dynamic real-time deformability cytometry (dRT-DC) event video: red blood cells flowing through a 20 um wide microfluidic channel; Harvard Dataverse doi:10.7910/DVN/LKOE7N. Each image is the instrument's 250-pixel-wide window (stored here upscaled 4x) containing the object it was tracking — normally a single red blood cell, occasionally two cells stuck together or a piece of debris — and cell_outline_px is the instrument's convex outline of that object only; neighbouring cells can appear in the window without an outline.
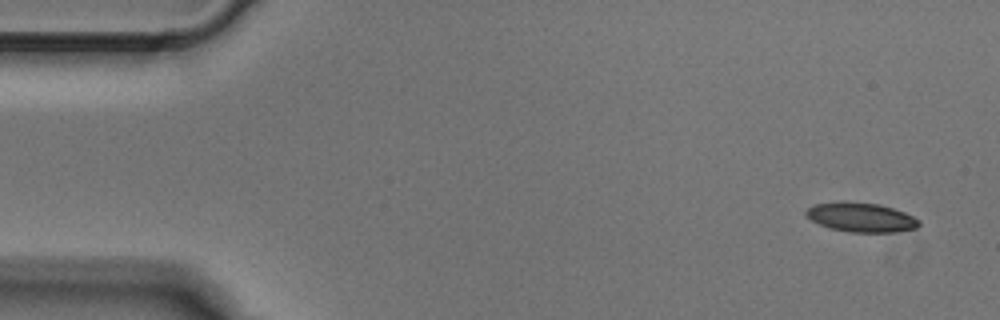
{"species": "Egyptian fruit bat (a non-hibernating species)", "species_latin": "Rousettus aegyptiacus", "temperature_condition": "cold", "stored_images_in_passage": 4, "camera_frame_rate_fps": 3000, "um_per_image_px": 0.085, "animal": {"sex": "male"}, "frame": {"image": 1, "passage_image": 1, "time_ms": 0.0, "image_size_px": [1000, 320], "cell_outline_px": [[920, 224], [916, 228], [896, 232], [848, 232], [832, 228], [820, 224], [804, 216], [804, 212], [808, 208], [816, 204], [844, 200], [880, 204], [904, 212], [920, 220]], "centroid_in_image_um": [73.18, 18.46], "position_along_channel_um": 11.8, "area_um2": 19.42}}
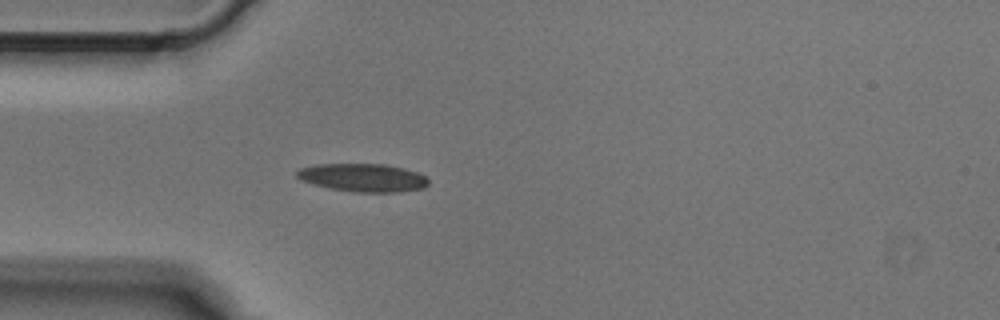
{"frame": {"image": 2, "passage_image": 4, "time_ms": 1.0, "image_size_px": [1000, 320], "cell_outline_px": [[428, 184], [424, 188], [400, 192], [352, 192], [328, 188], [312, 184], [300, 180], [296, 176], [296, 172], [300, 168], [316, 164], [384, 164], [404, 168], [416, 172], [424, 176], [428, 180]], "centroid_in_image_um": [30.82, 15.1], "position_along_channel_um": 54.2, "area_um2": 21.68}}